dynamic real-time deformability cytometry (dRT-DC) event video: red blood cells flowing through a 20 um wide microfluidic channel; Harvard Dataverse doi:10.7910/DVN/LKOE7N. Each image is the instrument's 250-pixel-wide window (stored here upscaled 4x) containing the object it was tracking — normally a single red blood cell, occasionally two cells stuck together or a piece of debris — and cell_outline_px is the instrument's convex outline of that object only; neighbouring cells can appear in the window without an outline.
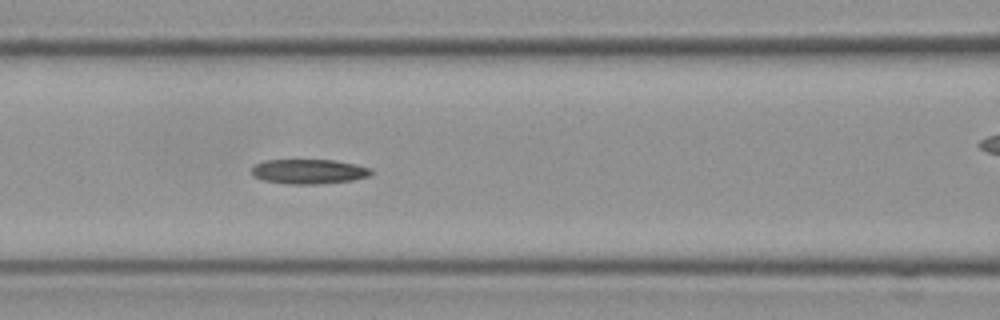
{"species": "Egyptian fruit bat (a non-hibernating species)", "species_latin": "Rousettus aegyptiacus", "temperature_condition": "cold", "stored_images_in_passage": 7, "segment_of_instrument_passage": [1, 2], "camera_frame_rate_fps": 3000, "um_per_image_px": 0.085, "frame": {"image": 1, "passage_image": 6, "time_ms": 1.667, "image_size_px": [1000, 320], "cell_outline_px": [[372, 172], [368, 176], [352, 180], [316, 184], [288, 184], [260, 180], [252, 176], [252, 168], [256, 164], [264, 160], [332, 160], [356, 164], [372, 168]], "centroid_in_image_um": [26.22, 14.58], "position_along_channel_um": 140.4, "area_um2": 17.22}}